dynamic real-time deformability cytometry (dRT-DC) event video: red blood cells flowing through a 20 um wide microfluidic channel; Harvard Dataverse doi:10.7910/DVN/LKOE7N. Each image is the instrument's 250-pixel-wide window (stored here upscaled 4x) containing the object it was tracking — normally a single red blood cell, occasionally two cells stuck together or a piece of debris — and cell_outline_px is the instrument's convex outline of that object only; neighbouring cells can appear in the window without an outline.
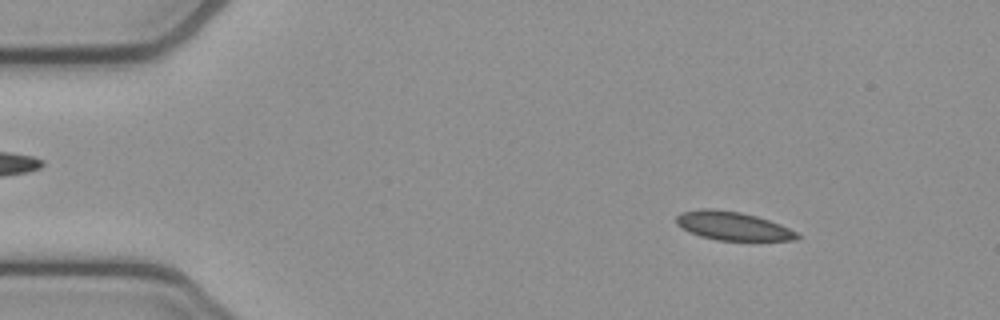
{"species": "common noctule bat (a hibernating species)", "species_latin": "Nyctalus noctula", "temperature_condition": "cold", "stored_images_in_passage": 52, "camera_frame_rate_fps": 3000, "um_per_image_px": 0.085, "animal": {"sex": "female", "body_mass_g": 21.9}, "frame": {"image": 1, "passage_image": 6, "time_ms": 1.667, "image_size_px": [1000, 320], "cell_outline_px": [[800, 236], [796, 240], [716, 240], [700, 236], [688, 232], [676, 224], [676, 216], [680, 212], [700, 208], [712, 208], [740, 212], [756, 216], [780, 224], [796, 232]], "centroid_in_image_um": [62.22, 19.19], "position_along_channel_um": 22.8, "area_um2": 20.11}}
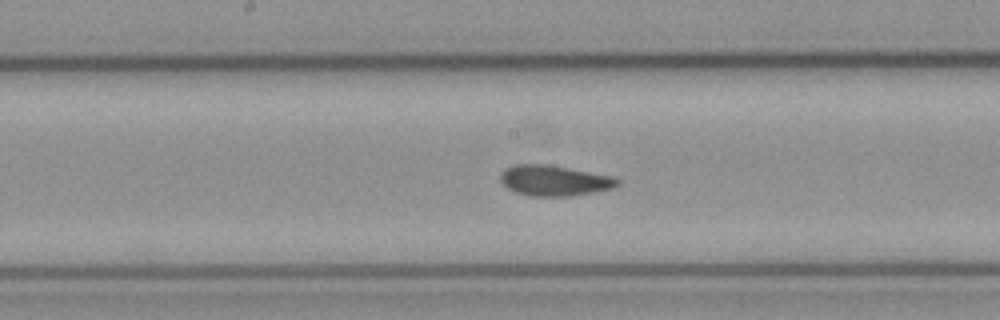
{"frame": {"image": 2, "passage_image": 26, "time_ms": 8.333, "image_size_px": [1000, 320], "cell_outline_px": [[620, 184], [612, 188], [572, 196], [528, 196], [516, 192], [508, 188], [500, 180], [500, 176], [504, 168], [516, 164], [544, 164], [612, 176], [620, 180]], "centroid_in_image_um": [47.09, 15.35], "position_along_channel_um": 201.1, "area_um2": 20.63}}
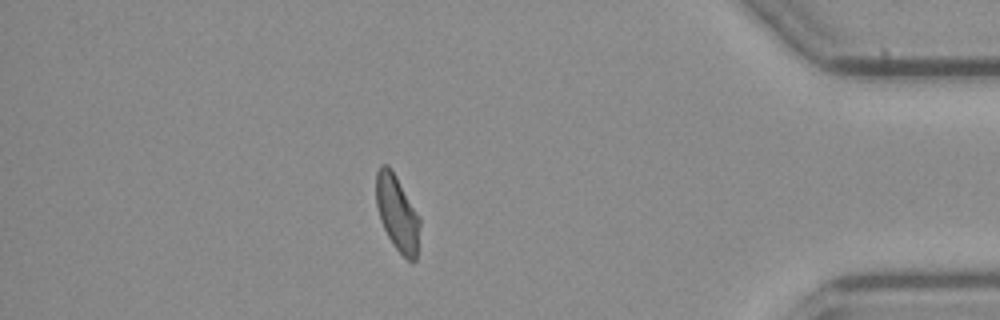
{"frame": {"image": 3, "passage_image": 45, "time_ms": 14.667, "image_size_px": [1000, 320], "cell_outline_px": [[420, 224], [416, 260], [412, 264], [392, 244], [380, 220], [376, 204], [376, 172], [380, 164], [388, 164], [392, 168], [420, 220]], "centroid_in_image_um": [33.74, 18.11], "position_along_channel_um": 401.5, "area_um2": 19.13}, "authors_computed_cell_mechanics": {"area_um2": 20.1433, "velocity_mm_per_s": 3.8393, "shape_relaxation_time_tau1_ms": null, "shape_relaxation_time_tau2_ms": 2.4623, "deformation_change_tau1": null, "deformation_change_tau2": 0.0703}}